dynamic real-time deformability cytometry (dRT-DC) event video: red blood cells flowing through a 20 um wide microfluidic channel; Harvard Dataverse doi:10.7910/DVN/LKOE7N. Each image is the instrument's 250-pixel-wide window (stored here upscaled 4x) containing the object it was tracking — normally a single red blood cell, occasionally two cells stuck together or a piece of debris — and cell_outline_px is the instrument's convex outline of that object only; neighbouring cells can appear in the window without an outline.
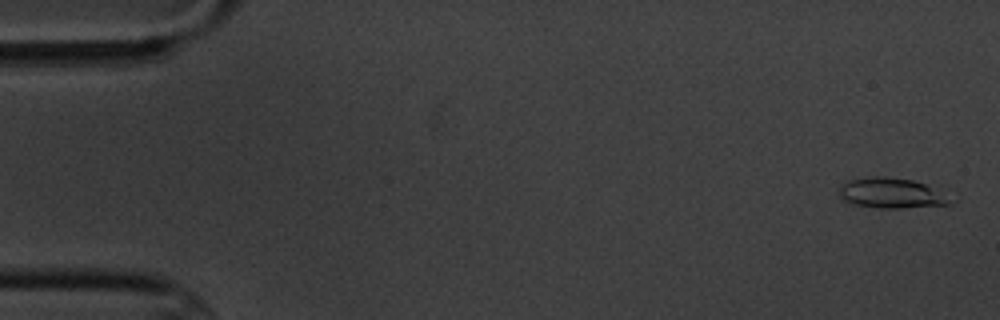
{"species": "common noctule bat (a hibernating species)", "species_latin": "Nyctalus noctula", "temperature_condition": "cold", "stored_images_in_passage": 6, "camera_frame_rate_fps": 3000, "um_per_image_px": 0.085, "animal": {"sex": "male", "body_mass_g": 20.1, "forearm_length_mm": 53.5}, "frame": {"image": 1, "passage_image": 1, "time_ms": 0.0, "image_size_px": [1000, 320], "cell_outline_px": [[948, 204], [900, 208], [880, 208], [848, 204], [840, 196], [840, 188], [848, 180], [872, 176], [884, 176], [912, 180], [924, 184], [948, 200]], "centroid_in_image_um": [75.59, 16.42], "position_along_channel_um": 9.4, "area_um2": 18.84}}